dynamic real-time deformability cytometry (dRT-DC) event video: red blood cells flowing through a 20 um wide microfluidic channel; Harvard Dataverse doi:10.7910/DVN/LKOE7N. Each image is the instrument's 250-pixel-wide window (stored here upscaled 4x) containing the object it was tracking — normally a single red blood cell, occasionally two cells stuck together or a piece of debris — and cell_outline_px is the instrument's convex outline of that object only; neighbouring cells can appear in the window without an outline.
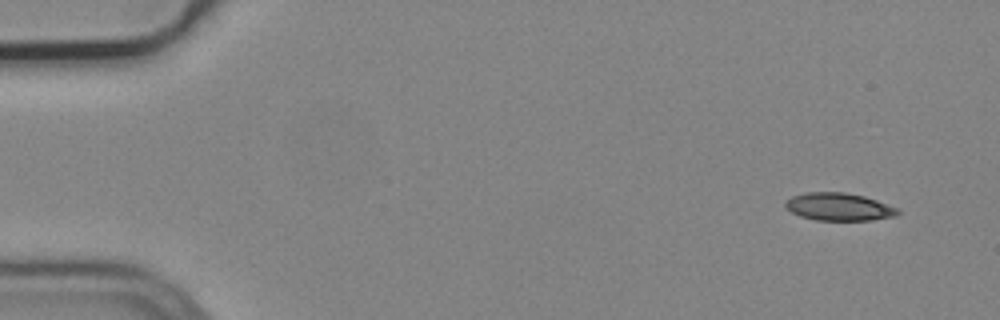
{"species": "common noctule bat (a hibernating species)", "species_latin": "Nyctalus noctula", "temperature_condition": "cold", "stored_images_in_passage": 3, "camera_frame_rate_fps": 3000, "um_per_image_px": 0.085, "animal": {"sex": "male", "body_mass_g": 19.2, "forearm_length_mm": 51.8}, "frame": {"image": 1, "passage_image": 1, "time_ms": 0.0, "image_size_px": [1000, 320], "cell_outline_px": [[900, 212], [896, 216], [872, 220], [816, 220], [800, 216], [784, 208], [784, 200], [792, 196], [804, 192], [844, 192], [864, 196], [900, 208]], "centroid_in_image_um": [71.29, 17.57], "position_along_channel_um": 13.7, "area_um2": 18.38}}
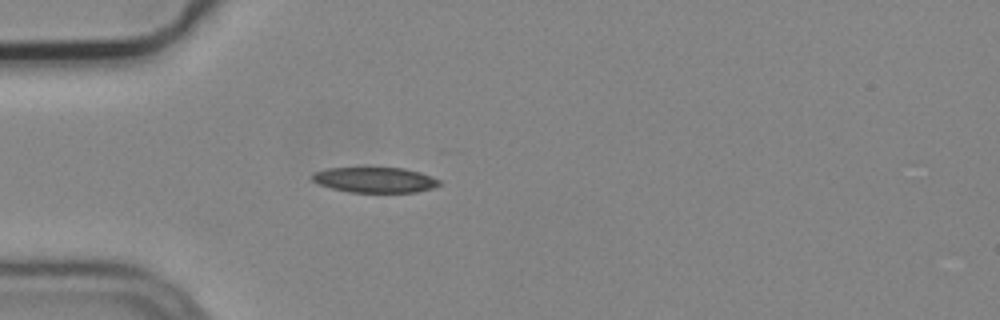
{"frame": {"image": 2, "passage_image": 3, "time_ms": 0.667, "image_size_px": [1000, 320], "cell_outline_px": [[440, 184], [432, 188], [416, 192], [348, 192], [332, 188], [320, 184], [312, 180], [312, 172], [328, 168], [404, 168], [420, 172], [432, 176], [440, 180]], "centroid_in_image_um": [31.87, 15.29], "position_along_channel_um": 53.1, "area_um2": 18.73}}